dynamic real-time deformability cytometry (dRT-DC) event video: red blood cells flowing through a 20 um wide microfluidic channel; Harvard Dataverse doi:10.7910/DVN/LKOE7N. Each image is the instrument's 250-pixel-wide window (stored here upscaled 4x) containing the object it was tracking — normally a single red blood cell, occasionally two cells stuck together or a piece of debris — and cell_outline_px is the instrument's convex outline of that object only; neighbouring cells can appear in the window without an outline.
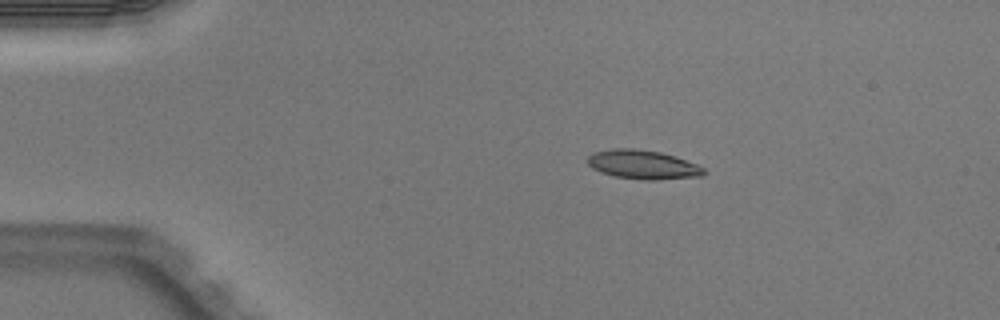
{"species": "Egyptian fruit bat (a non-hibernating species)", "species_latin": "Rousettus aegyptiacus", "temperature_condition": "warm", "stored_images_in_passage": 4, "camera_frame_rate_fps": 3000, "um_per_image_px": 0.085, "animal": {"sex": "male"}, "frame": {"image": 1, "passage_image": 2, "time_ms": 0.333, "image_size_px": [1000, 320], "cell_outline_px": [[708, 172], [704, 176], [656, 180], [644, 180], [612, 176], [600, 172], [592, 168], [588, 164], [588, 156], [592, 152], [612, 148], [632, 148], [660, 152], [676, 156], [696, 164], [704, 168]], "centroid_in_image_um": [54.65, 13.99], "position_along_channel_um": 30.3, "area_um2": 19.94}}
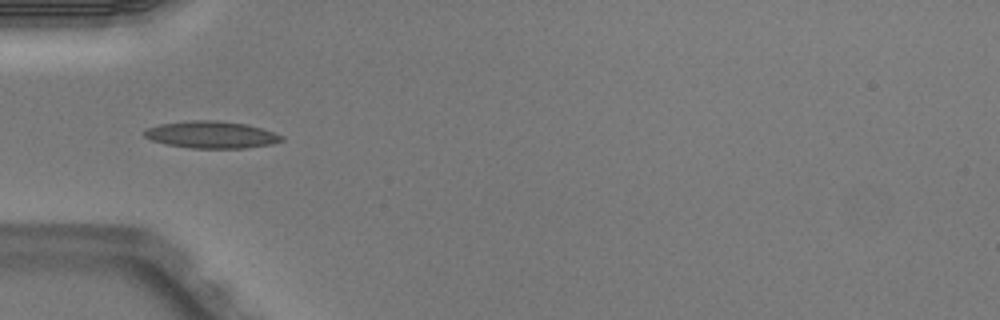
{"frame": {"image": 2, "passage_image": 4, "time_ms": 1.0, "image_size_px": [1000, 320], "cell_outline_px": [[284, 140], [272, 144], [244, 148], [192, 148], [168, 144], [152, 140], [144, 136], [144, 132], [148, 128], [160, 124], [192, 120], [216, 120], [248, 124], [284, 136]], "centroid_in_image_um": [18.0, 11.45], "position_along_channel_um": 67.0, "area_um2": 21.44}}